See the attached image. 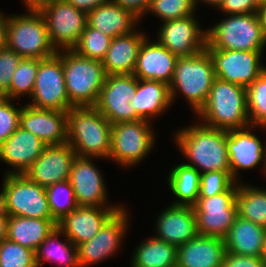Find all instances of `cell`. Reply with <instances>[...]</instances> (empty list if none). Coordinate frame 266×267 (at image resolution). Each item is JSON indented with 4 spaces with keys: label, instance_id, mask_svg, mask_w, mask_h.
<instances>
[{
    "label": "cell",
    "instance_id": "15",
    "mask_svg": "<svg viewBox=\"0 0 266 267\" xmlns=\"http://www.w3.org/2000/svg\"><path fill=\"white\" fill-rule=\"evenodd\" d=\"M195 15L163 22L158 41L177 57L192 56L207 46V30H201Z\"/></svg>",
    "mask_w": 266,
    "mask_h": 267
},
{
    "label": "cell",
    "instance_id": "33",
    "mask_svg": "<svg viewBox=\"0 0 266 267\" xmlns=\"http://www.w3.org/2000/svg\"><path fill=\"white\" fill-rule=\"evenodd\" d=\"M62 231L56 226L49 235L43 240L35 251V263L37 267L41 266V261L57 260L58 264L66 267H79L77 246L74 245L66 236L67 242H61L58 237Z\"/></svg>",
    "mask_w": 266,
    "mask_h": 267
},
{
    "label": "cell",
    "instance_id": "11",
    "mask_svg": "<svg viewBox=\"0 0 266 267\" xmlns=\"http://www.w3.org/2000/svg\"><path fill=\"white\" fill-rule=\"evenodd\" d=\"M149 121L137 120L112 125L111 148L108 159L120 165L139 163L154 145V136Z\"/></svg>",
    "mask_w": 266,
    "mask_h": 267
},
{
    "label": "cell",
    "instance_id": "55",
    "mask_svg": "<svg viewBox=\"0 0 266 267\" xmlns=\"http://www.w3.org/2000/svg\"><path fill=\"white\" fill-rule=\"evenodd\" d=\"M264 170H265V173H266V158H265V166H264Z\"/></svg>",
    "mask_w": 266,
    "mask_h": 267
},
{
    "label": "cell",
    "instance_id": "12",
    "mask_svg": "<svg viewBox=\"0 0 266 267\" xmlns=\"http://www.w3.org/2000/svg\"><path fill=\"white\" fill-rule=\"evenodd\" d=\"M31 98L33 102L28 105L39 109L68 112L73 108L66 92L60 51L46 59H39Z\"/></svg>",
    "mask_w": 266,
    "mask_h": 267
},
{
    "label": "cell",
    "instance_id": "48",
    "mask_svg": "<svg viewBox=\"0 0 266 267\" xmlns=\"http://www.w3.org/2000/svg\"><path fill=\"white\" fill-rule=\"evenodd\" d=\"M9 215L0 206V243L7 239Z\"/></svg>",
    "mask_w": 266,
    "mask_h": 267
},
{
    "label": "cell",
    "instance_id": "3",
    "mask_svg": "<svg viewBox=\"0 0 266 267\" xmlns=\"http://www.w3.org/2000/svg\"><path fill=\"white\" fill-rule=\"evenodd\" d=\"M195 114L203 124L226 131L251 125L246 87L215 78L207 101Z\"/></svg>",
    "mask_w": 266,
    "mask_h": 267
},
{
    "label": "cell",
    "instance_id": "42",
    "mask_svg": "<svg viewBox=\"0 0 266 267\" xmlns=\"http://www.w3.org/2000/svg\"><path fill=\"white\" fill-rule=\"evenodd\" d=\"M11 101L12 99L0 96V145L20 126L22 107L16 108Z\"/></svg>",
    "mask_w": 266,
    "mask_h": 267
},
{
    "label": "cell",
    "instance_id": "44",
    "mask_svg": "<svg viewBox=\"0 0 266 267\" xmlns=\"http://www.w3.org/2000/svg\"><path fill=\"white\" fill-rule=\"evenodd\" d=\"M218 8L230 15L250 14L256 13L260 4L257 0H222Z\"/></svg>",
    "mask_w": 266,
    "mask_h": 267
},
{
    "label": "cell",
    "instance_id": "34",
    "mask_svg": "<svg viewBox=\"0 0 266 267\" xmlns=\"http://www.w3.org/2000/svg\"><path fill=\"white\" fill-rule=\"evenodd\" d=\"M237 216L266 228V190L238 184Z\"/></svg>",
    "mask_w": 266,
    "mask_h": 267
},
{
    "label": "cell",
    "instance_id": "29",
    "mask_svg": "<svg viewBox=\"0 0 266 267\" xmlns=\"http://www.w3.org/2000/svg\"><path fill=\"white\" fill-rule=\"evenodd\" d=\"M266 228L236 216L224 238L226 252L261 257Z\"/></svg>",
    "mask_w": 266,
    "mask_h": 267
},
{
    "label": "cell",
    "instance_id": "46",
    "mask_svg": "<svg viewBox=\"0 0 266 267\" xmlns=\"http://www.w3.org/2000/svg\"><path fill=\"white\" fill-rule=\"evenodd\" d=\"M115 4L119 5L123 9L132 12L138 18L148 10L151 0H111Z\"/></svg>",
    "mask_w": 266,
    "mask_h": 267
},
{
    "label": "cell",
    "instance_id": "20",
    "mask_svg": "<svg viewBox=\"0 0 266 267\" xmlns=\"http://www.w3.org/2000/svg\"><path fill=\"white\" fill-rule=\"evenodd\" d=\"M20 127L47 146L67 143V112L26 105L20 113Z\"/></svg>",
    "mask_w": 266,
    "mask_h": 267
},
{
    "label": "cell",
    "instance_id": "4",
    "mask_svg": "<svg viewBox=\"0 0 266 267\" xmlns=\"http://www.w3.org/2000/svg\"><path fill=\"white\" fill-rule=\"evenodd\" d=\"M66 92L73 107L95 106L106 73L102 61L89 59L74 50H60Z\"/></svg>",
    "mask_w": 266,
    "mask_h": 267
},
{
    "label": "cell",
    "instance_id": "24",
    "mask_svg": "<svg viewBox=\"0 0 266 267\" xmlns=\"http://www.w3.org/2000/svg\"><path fill=\"white\" fill-rule=\"evenodd\" d=\"M158 217L157 239L178 248L197 235L196 216L191 206L171 204Z\"/></svg>",
    "mask_w": 266,
    "mask_h": 267
},
{
    "label": "cell",
    "instance_id": "9",
    "mask_svg": "<svg viewBox=\"0 0 266 267\" xmlns=\"http://www.w3.org/2000/svg\"><path fill=\"white\" fill-rule=\"evenodd\" d=\"M32 3L46 20L48 35L55 50H72L87 26V13L65 0H34Z\"/></svg>",
    "mask_w": 266,
    "mask_h": 267
},
{
    "label": "cell",
    "instance_id": "22",
    "mask_svg": "<svg viewBox=\"0 0 266 267\" xmlns=\"http://www.w3.org/2000/svg\"><path fill=\"white\" fill-rule=\"evenodd\" d=\"M148 38H145L140 47L133 75L141 80L160 81L169 85L178 57L158 40L150 43Z\"/></svg>",
    "mask_w": 266,
    "mask_h": 267
},
{
    "label": "cell",
    "instance_id": "39",
    "mask_svg": "<svg viewBox=\"0 0 266 267\" xmlns=\"http://www.w3.org/2000/svg\"><path fill=\"white\" fill-rule=\"evenodd\" d=\"M0 267H37L35 251L5 239L0 243Z\"/></svg>",
    "mask_w": 266,
    "mask_h": 267
},
{
    "label": "cell",
    "instance_id": "53",
    "mask_svg": "<svg viewBox=\"0 0 266 267\" xmlns=\"http://www.w3.org/2000/svg\"><path fill=\"white\" fill-rule=\"evenodd\" d=\"M260 5L266 4V0H257Z\"/></svg>",
    "mask_w": 266,
    "mask_h": 267
},
{
    "label": "cell",
    "instance_id": "28",
    "mask_svg": "<svg viewBox=\"0 0 266 267\" xmlns=\"http://www.w3.org/2000/svg\"><path fill=\"white\" fill-rule=\"evenodd\" d=\"M139 18L110 1L87 13V25L112 39L135 31ZM136 22V23H135Z\"/></svg>",
    "mask_w": 266,
    "mask_h": 267
},
{
    "label": "cell",
    "instance_id": "40",
    "mask_svg": "<svg viewBox=\"0 0 266 267\" xmlns=\"http://www.w3.org/2000/svg\"><path fill=\"white\" fill-rule=\"evenodd\" d=\"M195 8V0H151L147 12L155 13L165 22L195 15Z\"/></svg>",
    "mask_w": 266,
    "mask_h": 267
},
{
    "label": "cell",
    "instance_id": "1",
    "mask_svg": "<svg viewBox=\"0 0 266 267\" xmlns=\"http://www.w3.org/2000/svg\"><path fill=\"white\" fill-rule=\"evenodd\" d=\"M175 142L190 163L200 173L230 171L227 131L194 124L176 133ZM202 170V171H200Z\"/></svg>",
    "mask_w": 266,
    "mask_h": 267
},
{
    "label": "cell",
    "instance_id": "30",
    "mask_svg": "<svg viewBox=\"0 0 266 267\" xmlns=\"http://www.w3.org/2000/svg\"><path fill=\"white\" fill-rule=\"evenodd\" d=\"M56 226L53 219L9 216L7 239L36 251Z\"/></svg>",
    "mask_w": 266,
    "mask_h": 267
},
{
    "label": "cell",
    "instance_id": "51",
    "mask_svg": "<svg viewBox=\"0 0 266 267\" xmlns=\"http://www.w3.org/2000/svg\"><path fill=\"white\" fill-rule=\"evenodd\" d=\"M197 1V2H196ZM199 0H195V4L197 5ZM213 5L214 7H219V5L221 4L222 0H201V2Z\"/></svg>",
    "mask_w": 266,
    "mask_h": 267
},
{
    "label": "cell",
    "instance_id": "45",
    "mask_svg": "<svg viewBox=\"0 0 266 267\" xmlns=\"http://www.w3.org/2000/svg\"><path fill=\"white\" fill-rule=\"evenodd\" d=\"M221 267H266L261 257L225 252Z\"/></svg>",
    "mask_w": 266,
    "mask_h": 267
},
{
    "label": "cell",
    "instance_id": "49",
    "mask_svg": "<svg viewBox=\"0 0 266 267\" xmlns=\"http://www.w3.org/2000/svg\"><path fill=\"white\" fill-rule=\"evenodd\" d=\"M7 21L8 17L0 13V50L7 47Z\"/></svg>",
    "mask_w": 266,
    "mask_h": 267
},
{
    "label": "cell",
    "instance_id": "16",
    "mask_svg": "<svg viewBox=\"0 0 266 267\" xmlns=\"http://www.w3.org/2000/svg\"><path fill=\"white\" fill-rule=\"evenodd\" d=\"M127 218L126 210L122 207L91 240L77 246L79 267L98 263L113 255L123 238H125L124 235L128 225Z\"/></svg>",
    "mask_w": 266,
    "mask_h": 267
},
{
    "label": "cell",
    "instance_id": "18",
    "mask_svg": "<svg viewBox=\"0 0 266 267\" xmlns=\"http://www.w3.org/2000/svg\"><path fill=\"white\" fill-rule=\"evenodd\" d=\"M108 207V208H107ZM78 206L57 223L62 234L76 246L91 240L103 225L122 207Z\"/></svg>",
    "mask_w": 266,
    "mask_h": 267
},
{
    "label": "cell",
    "instance_id": "6",
    "mask_svg": "<svg viewBox=\"0 0 266 267\" xmlns=\"http://www.w3.org/2000/svg\"><path fill=\"white\" fill-rule=\"evenodd\" d=\"M215 78L214 63L207 50L178 57L169 84L171 101L175 99L178 89L197 113L207 101Z\"/></svg>",
    "mask_w": 266,
    "mask_h": 267
},
{
    "label": "cell",
    "instance_id": "50",
    "mask_svg": "<svg viewBox=\"0 0 266 267\" xmlns=\"http://www.w3.org/2000/svg\"><path fill=\"white\" fill-rule=\"evenodd\" d=\"M256 13L262 28L263 36L266 39V4L260 5V8Z\"/></svg>",
    "mask_w": 266,
    "mask_h": 267
},
{
    "label": "cell",
    "instance_id": "23",
    "mask_svg": "<svg viewBox=\"0 0 266 267\" xmlns=\"http://www.w3.org/2000/svg\"><path fill=\"white\" fill-rule=\"evenodd\" d=\"M47 145L20 126L0 145V160L12 166L7 174H24Z\"/></svg>",
    "mask_w": 266,
    "mask_h": 267
},
{
    "label": "cell",
    "instance_id": "27",
    "mask_svg": "<svg viewBox=\"0 0 266 267\" xmlns=\"http://www.w3.org/2000/svg\"><path fill=\"white\" fill-rule=\"evenodd\" d=\"M171 95L169 85L160 81L141 80L137 78V91L130 100L132 121L146 120L159 116L170 107Z\"/></svg>",
    "mask_w": 266,
    "mask_h": 267
},
{
    "label": "cell",
    "instance_id": "25",
    "mask_svg": "<svg viewBox=\"0 0 266 267\" xmlns=\"http://www.w3.org/2000/svg\"><path fill=\"white\" fill-rule=\"evenodd\" d=\"M225 252L224 239L197 234L177 248V267H221Z\"/></svg>",
    "mask_w": 266,
    "mask_h": 267
},
{
    "label": "cell",
    "instance_id": "47",
    "mask_svg": "<svg viewBox=\"0 0 266 267\" xmlns=\"http://www.w3.org/2000/svg\"><path fill=\"white\" fill-rule=\"evenodd\" d=\"M76 9L82 10L86 13L91 12L96 7L108 3L111 0H65Z\"/></svg>",
    "mask_w": 266,
    "mask_h": 267
},
{
    "label": "cell",
    "instance_id": "32",
    "mask_svg": "<svg viewBox=\"0 0 266 267\" xmlns=\"http://www.w3.org/2000/svg\"><path fill=\"white\" fill-rule=\"evenodd\" d=\"M169 174V188L179 199L172 204L193 207L199 196L201 173L183 163L175 166Z\"/></svg>",
    "mask_w": 266,
    "mask_h": 267
},
{
    "label": "cell",
    "instance_id": "19",
    "mask_svg": "<svg viewBox=\"0 0 266 267\" xmlns=\"http://www.w3.org/2000/svg\"><path fill=\"white\" fill-rule=\"evenodd\" d=\"M76 156L72 162L69 182L79 206L105 207L107 190L103 177L90 160Z\"/></svg>",
    "mask_w": 266,
    "mask_h": 267
},
{
    "label": "cell",
    "instance_id": "36",
    "mask_svg": "<svg viewBox=\"0 0 266 267\" xmlns=\"http://www.w3.org/2000/svg\"><path fill=\"white\" fill-rule=\"evenodd\" d=\"M38 68L39 59L22 58L12 76L10 89L2 97L13 100L23 96V94H29L31 97Z\"/></svg>",
    "mask_w": 266,
    "mask_h": 267
},
{
    "label": "cell",
    "instance_id": "26",
    "mask_svg": "<svg viewBox=\"0 0 266 267\" xmlns=\"http://www.w3.org/2000/svg\"><path fill=\"white\" fill-rule=\"evenodd\" d=\"M145 36L139 31H133L114 37L102 60L106 75H132Z\"/></svg>",
    "mask_w": 266,
    "mask_h": 267
},
{
    "label": "cell",
    "instance_id": "17",
    "mask_svg": "<svg viewBox=\"0 0 266 267\" xmlns=\"http://www.w3.org/2000/svg\"><path fill=\"white\" fill-rule=\"evenodd\" d=\"M76 152L68 143L46 146L42 154L24 173L31 181L47 188L69 179Z\"/></svg>",
    "mask_w": 266,
    "mask_h": 267
},
{
    "label": "cell",
    "instance_id": "14",
    "mask_svg": "<svg viewBox=\"0 0 266 267\" xmlns=\"http://www.w3.org/2000/svg\"><path fill=\"white\" fill-rule=\"evenodd\" d=\"M137 91V77L132 75H106L95 108L113 125L132 121L130 100Z\"/></svg>",
    "mask_w": 266,
    "mask_h": 267
},
{
    "label": "cell",
    "instance_id": "13",
    "mask_svg": "<svg viewBox=\"0 0 266 267\" xmlns=\"http://www.w3.org/2000/svg\"><path fill=\"white\" fill-rule=\"evenodd\" d=\"M214 63L215 77L244 87L250 86L265 70L262 51L206 48Z\"/></svg>",
    "mask_w": 266,
    "mask_h": 267
},
{
    "label": "cell",
    "instance_id": "5",
    "mask_svg": "<svg viewBox=\"0 0 266 267\" xmlns=\"http://www.w3.org/2000/svg\"><path fill=\"white\" fill-rule=\"evenodd\" d=\"M28 14L12 15L7 21V48L22 58L46 59L57 53L52 46L46 20L38 8L25 2Z\"/></svg>",
    "mask_w": 266,
    "mask_h": 267
},
{
    "label": "cell",
    "instance_id": "41",
    "mask_svg": "<svg viewBox=\"0 0 266 267\" xmlns=\"http://www.w3.org/2000/svg\"><path fill=\"white\" fill-rule=\"evenodd\" d=\"M234 183L236 182L232 179L230 171H211L201 173L198 197H212L224 193Z\"/></svg>",
    "mask_w": 266,
    "mask_h": 267
},
{
    "label": "cell",
    "instance_id": "10",
    "mask_svg": "<svg viewBox=\"0 0 266 267\" xmlns=\"http://www.w3.org/2000/svg\"><path fill=\"white\" fill-rule=\"evenodd\" d=\"M236 184L224 193L212 197H198L193 206L198 235L222 239L226 237L237 216L238 183Z\"/></svg>",
    "mask_w": 266,
    "mask_h": 267
},
{
    "label": "cell",
    "instance_id": "31",
    "mask_svg": "<svg viewBox=\"0 0 266 267\" xmlns=\"http://www.w3.org/2000/svg\"><path fill=\"white\" fill-rule=\"evenodd\" d=\"M132 259V267H177V247L154 237L136 247Z\"/></svg>",
    "mask_w": 266,
    "mask_h": 267
},
{
    "label": "cell",
    "instance_id": "35",
    "mask_svg": "<svg viewBox=\"0 0 266 267\" xmlns=\"http://www.w3.org/2000/svg\"><path fill=\"white\" fill-rule=\"evenodd\" d=\"M45 189L49 210L56 224L79 206L75 198L74 189L69 180L56 182ZM62 198L65 200L63 201Z\"/></svg>",
    "mask_w": 266,
    "mask_h": 267
},
{
    "label": "cell",
    "instance_id": "7",
    "mask_svg": "<svg viewBox=\"0 0 266 267\" xmlns=\"http://www.w3.org/2000/svg\"><path fill=\"white\" fill-rule=\"evenodd\" d=\"M265 44L257 13L228 15L207 30L206 48L263 51Z\"/></svg>",
    "mask_w": 266,
    "mask_h": 267
},
{
    "label": "cell",
    "instance_id": "43",
    "mask_svg": "<svg viewBox=\"0 0 266 267\" xmlns=\"http://www.w3.org/2000/svg\"><path fill=\"white\" fill-rule=\"evenodd\" d=\"M21 60L20 55L7 47L0 50V96L10 89L12 76Z\"/></svg>",
    "mask_w": 266,
    "mask_h": 267
},
{
    "label": "cell",
    "instance_id": "8",
    "mask_svg": "<svg viewBox=\"0 0 266 267\" xmlns=\"http://www.w3.org/2000/svg\"><path fill=\"white\" fill-rule=\"evenodd\" d=\"M0 193V206L9 216L52 219L46 189L25 174H7Z\"/></svg>",
    "mask_w": 266,
    "mask_h": 267
},
{
    "label": "cell",
    "instance_id": "38",
    "mask_svg": "<svg viewBox=\"0 0 266 267\" xmlns=\"http://www.w3.org/2000/svg\"><path fill=\"white\" fill-rule=\"evenodd\" d=\"M112 38L102 32L86 26L77 45L72 49L80 56L102 61Z\"/></svg>",
    "mask_w": 266,
    "mask_h": 267
},
{
    "label": "cell",
    "instance_id": "52",
    "mask_svg": "<svg viewBox=\"0 0 266 267\" xmlns=\"http://www.w3.org/2000/svg\"><path fill=\"white\" fill-rule=\"evenodd\" d=\"M261 258L266 264V232H265V236H264V248H263V253H262Z\"/></svg>",
    "mask_w": 266,
    "mask_h": 267
},
{
    "label": "cell",
    "instance_id": "37",
    "mask_svg": "<svg viewBox=\"0 0 266 267\" xmlns=\"http://www.w3.org/2000/svg\"><path fill=\"white\" fill-rule=\"evenodd\" d=\"M246 90L250 124L266 128V70Z\"/></svg>",
    "mask_w": 266,
    "mask_h": 267
},
{
    "label": "cell",
    "instance_id": "21",
    "mask_svg": "<svg viewBox=\"0 0 266 267\" xmlns=\"http://www.w3.org/2000/svg\"><path fill=\"white\" fill-rule=\"evenodd\" d=\"M249 127L227 131L230 174L235 182L239 169L254 168L261 161L265 166L266 146H263L259 138L251 132L252 128L257 126Z\"/></svg>",
    "mask_w": 266,
    "mask_h": 267
},
{
    "label": "cell",
    "instance_id": "2",
    "mask_svg": "<svg viewBox=\"0 0 266 267\" xmlns=\"http://www.w3.org/2000/svg\"><path fill=\"white\" fill-rule=\"evenodd\" d=\"M67 126V143L76 156L109 157L112 124L94 106L71 108Z\"/></svg>",
    "mask_w": 266,
    "mask_h": 267
},
{
    "label": "cell",
    "instance_id": "54",
    "mask_svg": "<svg viewBox=\"0 0 266 267\" xmlns=\"http://www.w3.org/2000/svg\"><path fill=\"white\" fill-rule=\"evenodd\" d=\"M34 0H24V2L32 3Z\"/></svg>",
    "mask_w": 266,
    "mask_h": 267
}]
</instances>
